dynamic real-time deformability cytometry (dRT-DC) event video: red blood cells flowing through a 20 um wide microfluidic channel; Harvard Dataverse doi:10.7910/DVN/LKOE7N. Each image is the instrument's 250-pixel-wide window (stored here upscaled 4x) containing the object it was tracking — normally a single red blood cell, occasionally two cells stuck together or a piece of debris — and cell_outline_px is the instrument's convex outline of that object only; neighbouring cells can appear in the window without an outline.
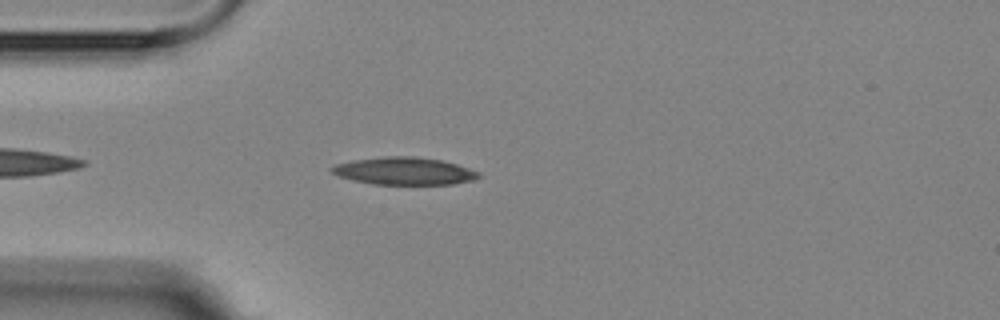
{"species": "Egyptian fruit bat (a non-hibernating species)", "species_latin": "Rousettus aegyptiacus", "temperature_condition": "room temperature", "stored_images_in_passage": 4, "camera_frame_rate_fps": 3000, "um_per_image_px": 0.085, "animal": {"sex": "female"}, "frame": {"image": 1, "passage_image": 3, "time_ms": 2.333, "image_size_px": [1000, 320], "cell_outline_px": [[480, 176], [476, 180], [452, 184], [372, 184], [352, 180], [336, 176], [328, 168], [336, 164], [356, 160], [388, 156], [416, 156], [444, 160], [480, 172]], "centroid_in_image_um": [34.37, 14.54], "position_along_channel_um": 50.6, "area_um2": 23.64}}